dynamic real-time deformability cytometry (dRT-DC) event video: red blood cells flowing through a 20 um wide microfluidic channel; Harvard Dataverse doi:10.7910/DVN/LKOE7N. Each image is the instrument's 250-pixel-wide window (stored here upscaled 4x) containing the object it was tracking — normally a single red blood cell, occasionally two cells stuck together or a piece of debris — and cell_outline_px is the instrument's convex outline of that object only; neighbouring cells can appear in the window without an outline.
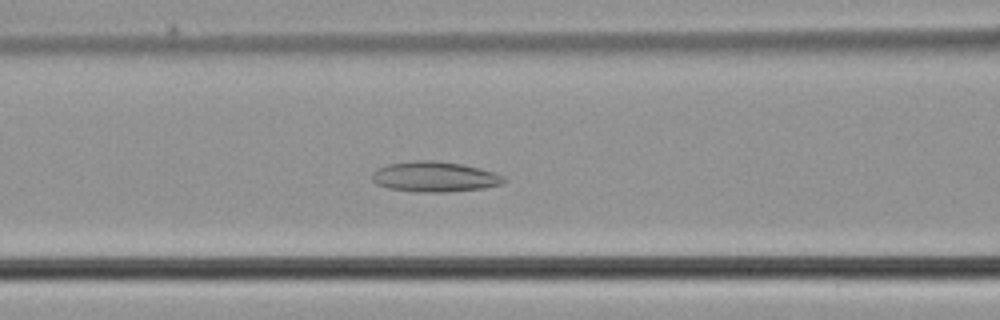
{"species": "common noctule bat (a hibernating species)", "species_latin": "Nyctalus noctula", "temperature_condition": "cold", "stored_images_in_passage": 50, "camera_frame_rate_fps": 3000, "um_per_image_px": 0.085, "animal": {"sex": "male", "body_mass_g": 21.5, "forearm_length_mm": 52.0}, "frame": {"image": 1, "passage_image": 21, "time_ms": 6.667, "image_size_px": [1000, 320], "cell_outline_px": [[508, 180], [500, 184], [484, 188], [448, 192], [416, 192], [388, 188], [376, 184], [372, 180], [372, 172], [376, 168], [388, 164], [412, 160], [432, 160], [460, 164], [480, 168], [496, 172], [504, 176]], "centroid_in_image_um": [36.93, 15.02], "position_along_channel_um": 129.7, "area_um2": 23.52}}
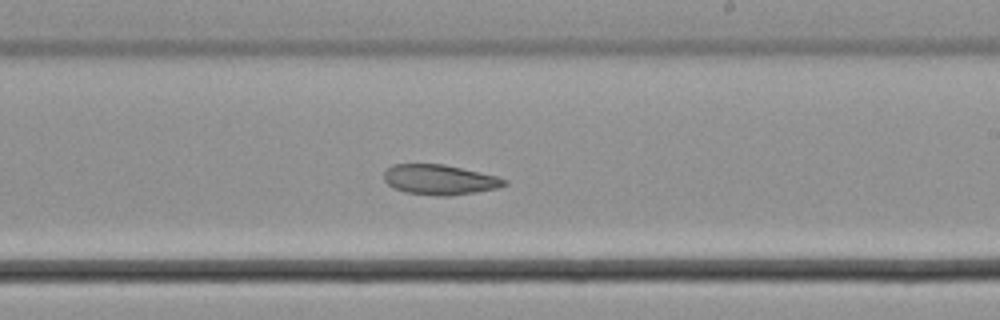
{"frame": {"image": 2, "passage_image": 30, "time_ms": 9.667, "image_size_px": [1000, 320], "cell_outline_px": [[508, 184], [496, 188], [448, 196], [436, 196], [404, 192], [392, 188], [384, 180], [384, 172], [392, 164], [444, 164], [496, 176], [508, 180]], "centroid_in_image_um": [37.33, 15.27], "position_along_channel_um": 251.7, "area_um2": 21.04}}
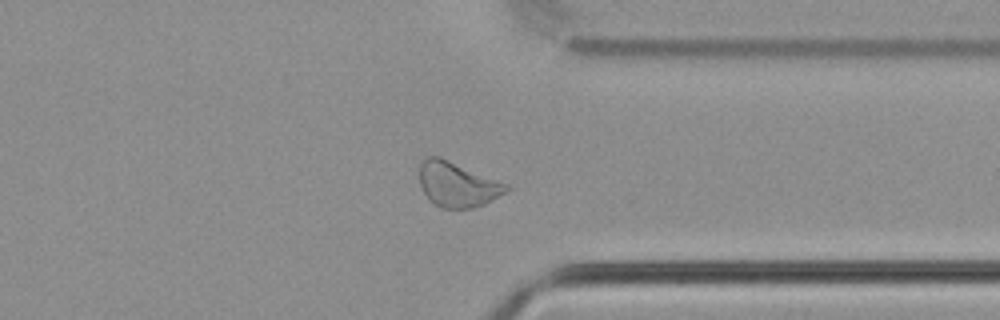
{"frame": {"image": 3, "passage_image": 39, "time_ms": 12.667, "image_size_px": [1000, 320], "cell_outline_px": [[512, 188], [508, 192], [484, 204], [472, 208], [440, 208], [424, 192], [420, 184], [420, 164], [428, 156], [440, 156], [508, 184]], "centroid_in_image_um": [38.92, 15.67], "position_along_channel_um": 372.5, "area_um2": 22.66}}